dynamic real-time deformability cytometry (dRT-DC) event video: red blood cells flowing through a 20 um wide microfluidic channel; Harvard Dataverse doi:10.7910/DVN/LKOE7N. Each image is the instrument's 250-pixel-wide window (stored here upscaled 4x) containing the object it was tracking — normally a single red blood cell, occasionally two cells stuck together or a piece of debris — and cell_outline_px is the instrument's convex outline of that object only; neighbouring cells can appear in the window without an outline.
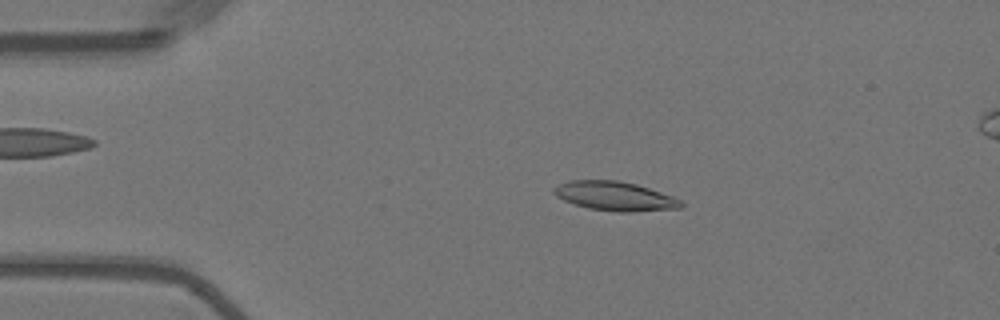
{"species": "Egyptian fruit bat (a non-hibernating species)", "species_latin": "Rousettus aegyptiacus", "temperature_condition": "warm", "stored_images_in_passage": 18, "camera_frame_rate_fps": 3000, "um_per_image_px": 0.085, "animal": {"sex": "female"}, "frame": {"image": 1, "passage_image": 10, "time_ms": 3.0, "image_size_px": [1000, 320], "cell_outline_px": [[684, 204], [680, 208], [632, 212], [620, 212], [588, 208], [564, 200], [556, 196], [552, 192], [552, 188], [560, 184], [572, 180], [616, 180], [636, 184], [672, 196], [680, 200]], "centroid_in_image_um": [52.26, 16.67], "position_along_channel_um": 32.7, "area_um2": 21.39}}
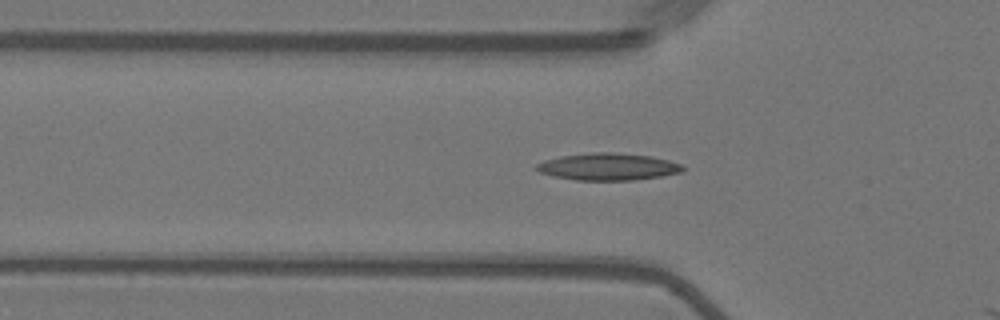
{"frame": {"image": 2, "passage_image": 17, "time_ms": 5.333, "image_size_px": [1000, 320], "cell_outline_px": [[684, 168], [680, 172], [660, 176], [632, 180], [576, 180], [552, 176], [540, 172], [532, 168], [536, 164], [544, 160], [560, 156], [592, 152], [616, 152], [652, 156], [684, 164]], "centroid_in_image_um": [51.65, 14.16], "position_along_channel_um": 74.2, "area_um2": 23.24}}